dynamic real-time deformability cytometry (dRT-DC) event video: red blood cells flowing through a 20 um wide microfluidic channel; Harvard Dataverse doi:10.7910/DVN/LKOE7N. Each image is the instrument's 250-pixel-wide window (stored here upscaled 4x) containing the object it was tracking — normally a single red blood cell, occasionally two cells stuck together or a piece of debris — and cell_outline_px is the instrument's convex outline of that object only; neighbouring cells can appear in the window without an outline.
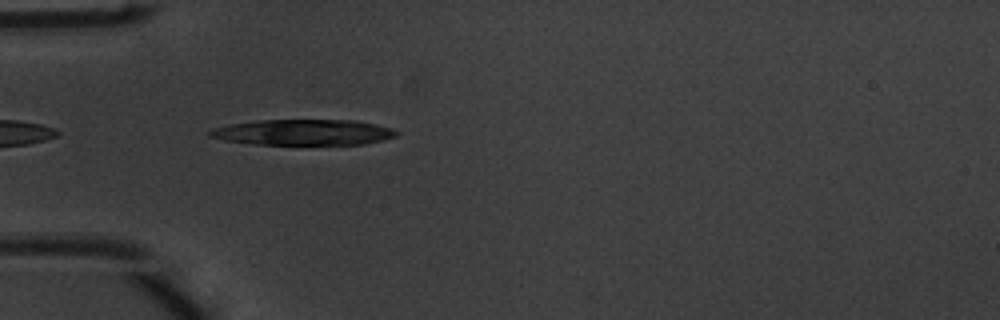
{"species": "common noctule bat (a hibernating species)", "species_latin": "Nyctalus noctula", "temperature_condition": "warm", "stored_images_in_passage": 14, "camera_frame_rate_fps": 3000, "um_per_image_px": 0.085, "animal": {"sex": "male", "body_mass_g": 20.1, "forearm_length_mm": 53.5}, "frame": {"image": 1, "passage_image": 1, "time_ms": 0.0, "image_size_px": [1000, 320], "cell_outline_px": [[400, 132], [396, 136], [384, 140], [364, 144], [252, 144], [224, 140], [208, 136], [204, 132], [212, 128], [228, 124], [256, 120], [356, 120], [376, 124], [392, 128]], "centroid_in_image_um": [25.75, 11.24], "position_along_channel_um": 59.2, "area_um2": 28.26}}